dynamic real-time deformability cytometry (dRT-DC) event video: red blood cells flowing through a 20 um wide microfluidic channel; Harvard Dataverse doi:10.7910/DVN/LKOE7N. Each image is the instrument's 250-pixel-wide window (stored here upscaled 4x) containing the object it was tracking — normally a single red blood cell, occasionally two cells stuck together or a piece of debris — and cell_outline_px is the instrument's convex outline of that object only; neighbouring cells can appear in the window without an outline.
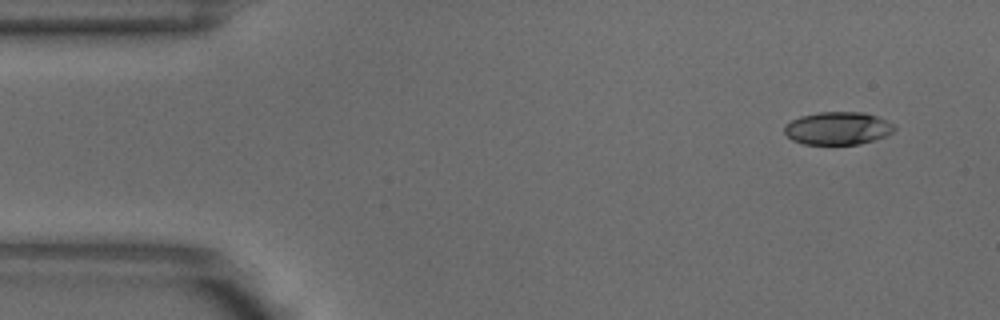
{"species": "common noctule bat (a hibernating species)", "species_latin": "Nyctalus noctula", "temperature_condition": "warm", "stored_images_in_passage": 3, "camera_frame_rate_fps": 3000, "um_per_image_px": 0.085, "animal": {"sex": "male", "body_mass_g": 18.8}, "frame": {"image": 1, "passage_image": 1, "time_ms": 0.0, "image_size_px": [1000, 320], "cell_outline_px": [[896, 128], [892, 132], [884, 136], [860, 144], [804, 144], [792, 140], [784, 132], [784, 124], [800, 116], [820, 112], [864, 112], [876, 116], [892, 124]], "centroid_in_image_um": [71.17, 10.9], "position_along_channel_um": 13.8, "area_um2": 20.87}}
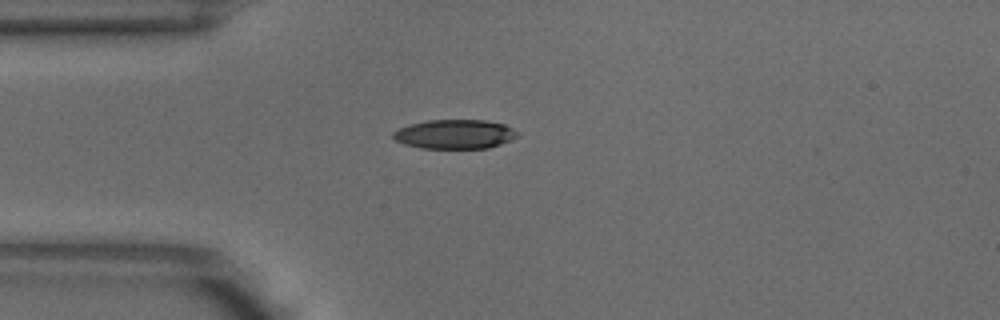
{"frame": {"image": 2, "passage_image": 3, "time_ms": 0.667, "image_size_px": [1000, 320], "cell_outline_px": [[520, 132], [512, 140], [488, 148], [420, 148], [404, 144], [396, 140], [392, 136], [392, 132], [408, 124], [428, 120], [484, 120], [504, 124]], "centroid_in_image_um": [38.65, 11.4], "position_along_channel_um": 46.3, "area_um2": 21.21}}